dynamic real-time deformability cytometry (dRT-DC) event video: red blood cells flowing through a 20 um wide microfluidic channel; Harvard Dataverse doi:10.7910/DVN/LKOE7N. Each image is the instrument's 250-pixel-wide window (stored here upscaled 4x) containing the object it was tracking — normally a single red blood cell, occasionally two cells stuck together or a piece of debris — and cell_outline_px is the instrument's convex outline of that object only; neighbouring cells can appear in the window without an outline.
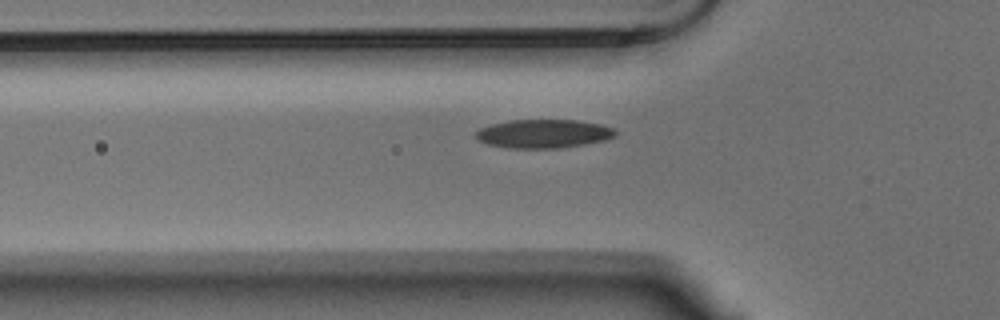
{"species": "Egyptian fruit bat (a non-hibernating species)", "species_latin": "Rousettus aegyptiacus", "temperature_condition": "warm", "stored_images_in_passage": 41, "segment_of_instrument_passage": [1, 2], "camera_frame_rate_fps": 3000, "um_per_image_px": 0.085, "animal": {"sex": "male"}, "frame": {"image": 1, "passage_image": 6, "time_ms": 1.667, "image_size_px": [1000, 320], "cell_outline_px": [[616, 136], [604, 140], [584, 144], [560, 148], [508, 148], [488, 144], [480, 140], [476, 136], [476, 132], [480, 128], [492, 124], [508, 120], [576, 120], [600, 124], [612, 128], [616, 132]], "centroid_in_image_um": [46.2, 11.36], "position_along_channel_um": 79.6, "area_um2": 23.12}}
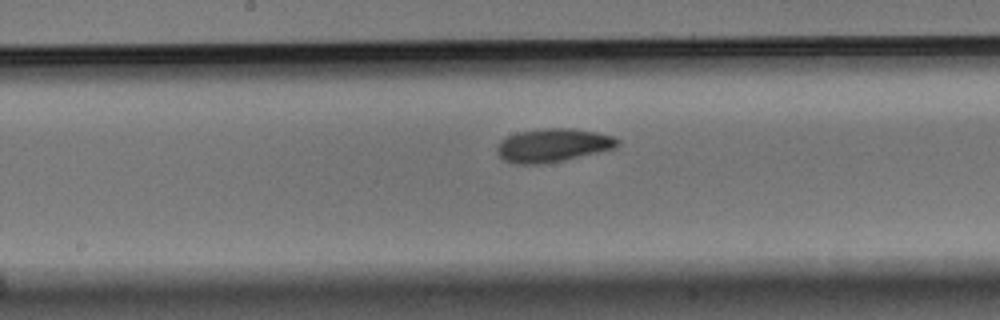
{"frame": {"image": 2, "passage_image": 16, "time_ms": 5.0, "image_size_px": [1000, 320], "cell_outline_px": [[620, 144], [616, 148], [544, 164], [516, 164], [504, 160], [500, 156], [496, 148], [500, 140], [508, 136], [520, 132], [544, 128], [576, 128], [596, 132], [612, 136], [620, 140]], "centroid_in_image_um": [47.01, 12.34], "position_along_channel_um": 201.2, "area_um2": 23.41}}
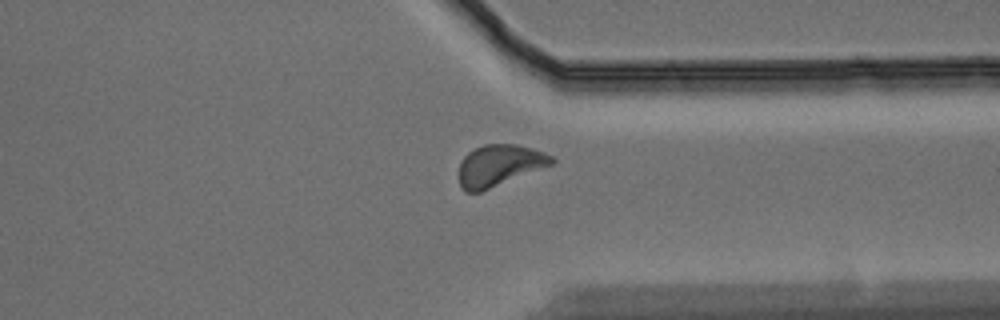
{"frame": {"image": 3, "passage_image": 30, "time_ms": 9.667, "image_size_px": [1000, 320], "cell_outline_px": [[556, 160], [552, 164], [480, 192], [464, 192], [460, 188], [460, 164], [464, 156], [468, 152], [484, 144], [516, 144], [532, 148], [556, 156]], "centroid_in_image_um": [42.45, 14.05], "position_along_channel_um": 368.9, "area_um2": 22.25}}